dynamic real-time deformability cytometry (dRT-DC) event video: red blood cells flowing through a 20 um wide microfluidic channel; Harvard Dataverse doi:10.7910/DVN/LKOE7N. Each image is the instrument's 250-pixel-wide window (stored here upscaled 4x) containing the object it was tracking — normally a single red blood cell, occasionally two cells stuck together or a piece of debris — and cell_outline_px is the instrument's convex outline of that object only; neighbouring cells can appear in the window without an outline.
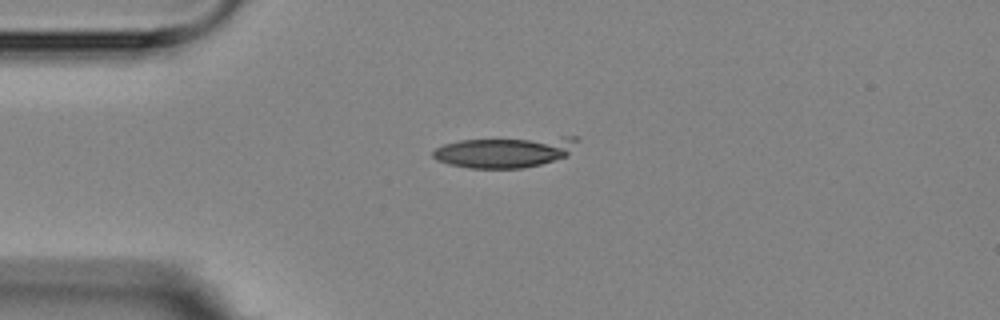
{"species": "Egyptian fruit bat (a non-hibernating species)", "species_latin": "Rousettus aegyptiacus", "temperature_condition": "room temperature", "stored_images_in_passage": 2, "camera_frame_rate_fps": 3000, "um_per_image_px": 0.085, "animal": {"sex": "female"}, "frame": {"image": 1, "passage_image": 1, "time_ms": 0.0, "image_size_px": [1000, 320], "cell_outline_px": [[580, 140], [568, 156], [540, 164], [524, 168], [468, 168], [448, 164], [436, 160], [432, 156], [432, 152], [436, 148], [444, 144], [460, 140], [560, 136], [576, 136]], "centroid_in_image_um": [42.95, 12.9], "position_along_channel_um": 42.0, "area_um2": 26.36}}